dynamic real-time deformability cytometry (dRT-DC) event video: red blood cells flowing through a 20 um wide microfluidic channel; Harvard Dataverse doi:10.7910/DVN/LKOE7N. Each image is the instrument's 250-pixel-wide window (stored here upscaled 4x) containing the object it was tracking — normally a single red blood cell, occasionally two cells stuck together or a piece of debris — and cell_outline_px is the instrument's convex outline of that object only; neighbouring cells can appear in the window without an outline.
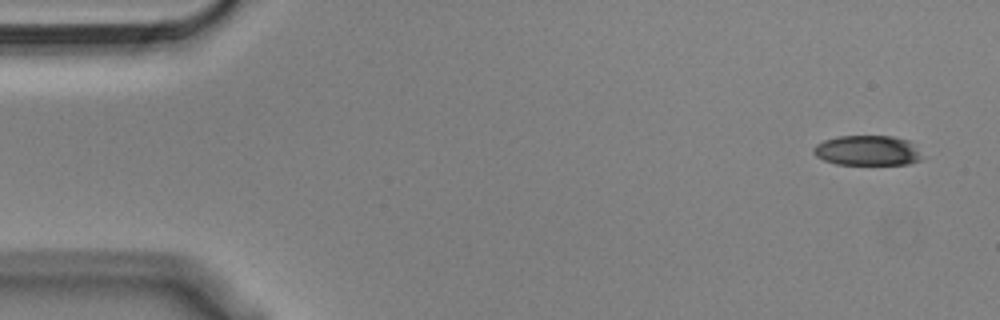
{"species": "Egyptian fruit bat (a non-hibernating species)", "species_latin": "Rousettus aegyptiacus", "temperature_condition": "cold", "stored_images_in_passage": 53, "camera_frame_rate_fps": 3000, "um_per_image_px": 0.085, "animal": {"sex": "male"}, "frame": {"image": 1, "passage_image": 1, "time_ms": 0.0, "image_size_px": [1000, 320], "cell_outline_px": [[920, 160], [908, 164], [836, 164], [824, 160], [816, 156], [812, 152], [812, 148], [816, 144], [824, 140], [840, 136], [892, 136], [908, 140], [912, 144], [920, 156]], "centroid_in_image_um": [73.66, 12.79], "position_along_channel_um": 11.3, "area_um2": 18.79}}
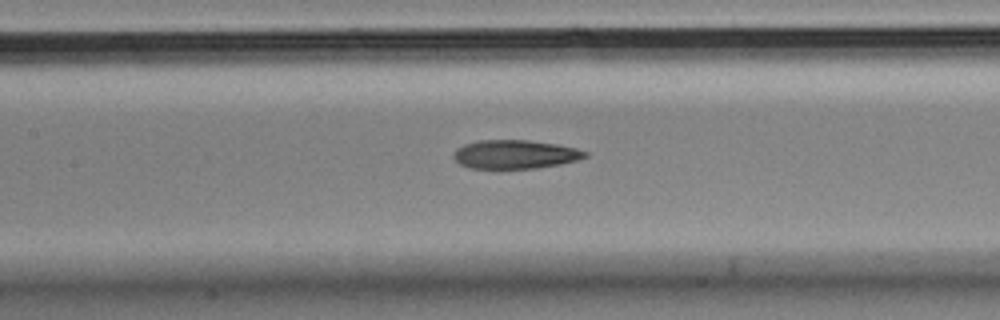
{"frame": {"image": 2, "passage_image": 23, "time_ms": 7.333, "image_size_px": [1000, 320], "cell_outline_px": [[588, 156], [576, 160], [560, 164], [536, 168], [468, 168], [460, 164], [452, 156], [456, 148], [464, 144], [480, 140], [528, 140], [556, 144], [576, 148], [588, 152]], "centroid_in_image_um": [43.76, 13.11], "position_along_channel_um": 163.6, "area_um2": 21.96}}
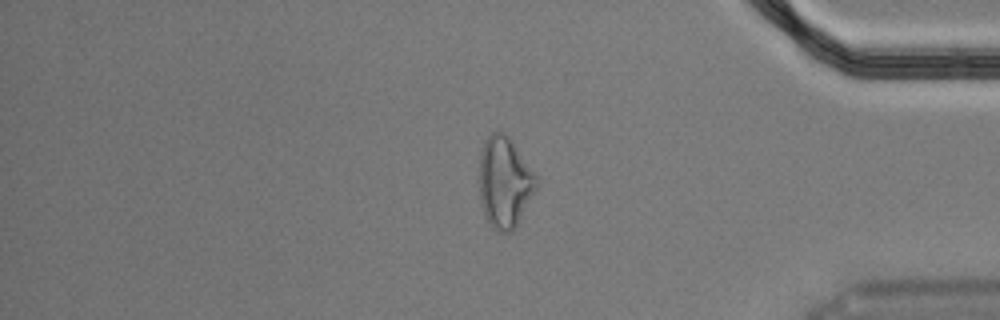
{"frame": {"image": 3, "passage_image": 44, "time_ms": 14.333, "image_size_px": [1000, 320], "cell_outline_px": [[540, 184], [512, 232], [496, 232], [492, 228], [484, 212], [480, 200], [480, 152], [484, 140], [492, 132], [504, 132], [508, 136], [540, 180]], "centroid_in_image_um": [42.91, 15.5], "position_along_channel_um": 392.3, "area_um2": 30.29}, "authors_computed_cell_mechanics": {"area_um2": 22.831, "velocity_mm_per_s": 3.6406, "shape_relaxation_time_tau1_ms": null, "shape_relaxation_time_tau2_ms": 4.2542, "deformation_change_tau1": null, "deformation_change_tau2": 0.1405}}